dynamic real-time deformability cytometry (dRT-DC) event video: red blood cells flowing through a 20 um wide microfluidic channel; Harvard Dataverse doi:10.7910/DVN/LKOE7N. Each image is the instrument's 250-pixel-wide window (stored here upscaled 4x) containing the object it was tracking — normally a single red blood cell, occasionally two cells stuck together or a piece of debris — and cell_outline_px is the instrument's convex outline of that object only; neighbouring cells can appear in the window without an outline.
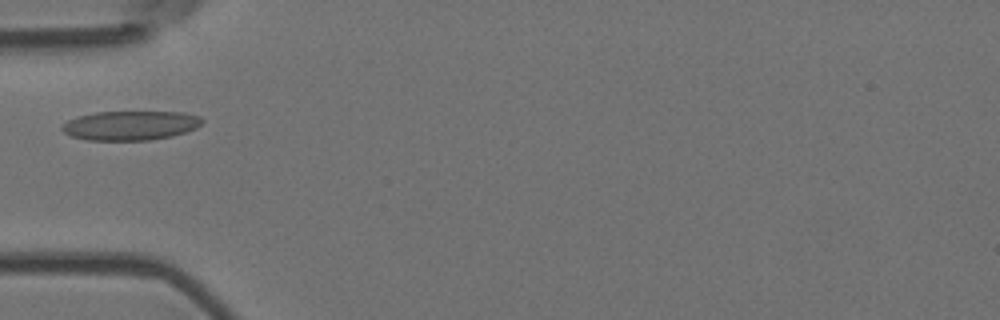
{"species": "Egyptian fruit bat (a non-hibernating species)", "species_latin": "Rousettus aegyptiacus", "temperature_condition": "room temperature", "stored_images_in_passage": 4, "camera_frame_rate_fps": 3000, "um_per_image_px": 0.085, "animal": {"sex": "female"}, "frame": {"image": 1, "passage_image": 3, "time_ms": 0.667, "image_size_px": [1000, 320], "cell_outline_px": [[204, 120], [196, 128], [172, 136], [148, 140], [88, 140], [72, 136], [64, 132], [60, 128], [60, 124], [76, 116], [96, 112], [184, 112], [200, 116]], "centroid_in_image_um": [11.06, 10.66], "position_along_channel_um": 73.9, "area_um2": 23.99}}
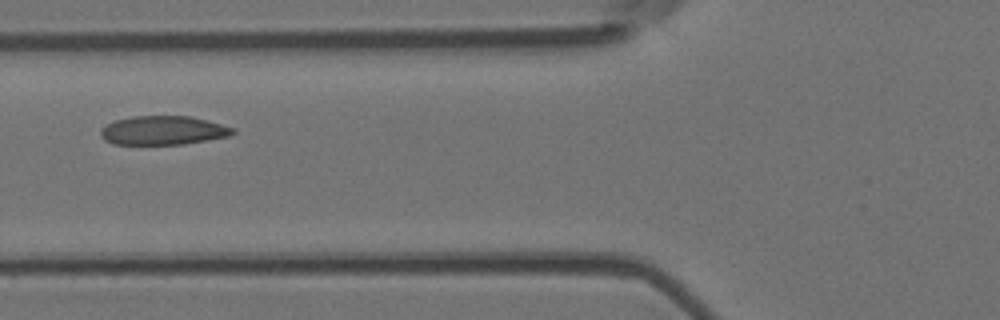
{"frame": {"image": 2, "passage_image": 4, "time_ms": 1.0, "image_size_px": [1000, 320], "cell_outline_px": [[236, 132], [228, 136], [184, 144], [112, 144], [104, 140], [100, 136], [100, 128], [104, 124], [116, 120], [132, 116], [192, 116], [236, 128]], "centroid_in_image_um": [13.83, 11.08], "position_along_channel_um": 112.0, "area_um2": 22.43}}